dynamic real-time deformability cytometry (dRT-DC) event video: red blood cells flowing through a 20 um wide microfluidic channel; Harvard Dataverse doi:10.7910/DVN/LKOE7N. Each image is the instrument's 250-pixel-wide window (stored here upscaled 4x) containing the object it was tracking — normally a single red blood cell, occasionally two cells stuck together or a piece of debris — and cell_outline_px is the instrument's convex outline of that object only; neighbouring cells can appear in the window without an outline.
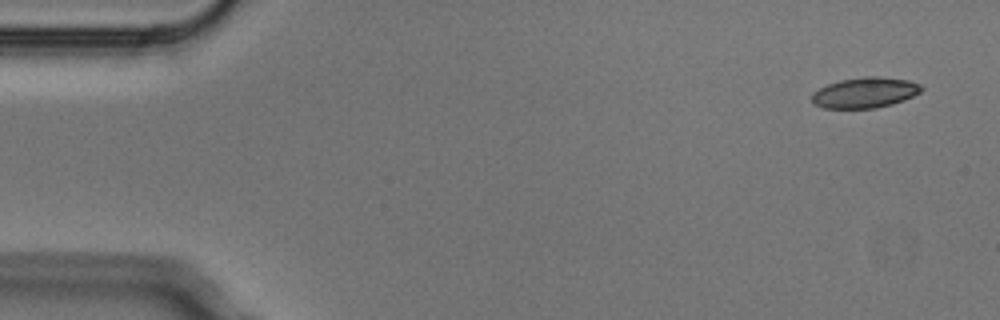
{"species": "Egyptian fruit bat (a non-hibernating species)", "species_latin": "Rousettus aegyptiacus", "temperature_condition": "cold", "stored_images_in_passage": 5, "camera_frame_rate_fps": 3000, "um_per_image_px": 0.085, "animal": {"sex": "male"}, "frame": {"image": 1, "passage_image": 1, "time_ms": 0.0, "image_size_px": [1000, 320], "cell_outline_px": [[924, 88], [920, 92], [904, 100], [892, 104], [876, 108], [824, 108], [816, 104], [812, 100], [812, 92], [828, 84], [840, 80], [864, 76], [876, 76], [908, 80], [920, 84]], "centroid_in_image_um": [73.53, 7.87], "position_along_channel_um": 11.5, "area_um2": 19.42}}
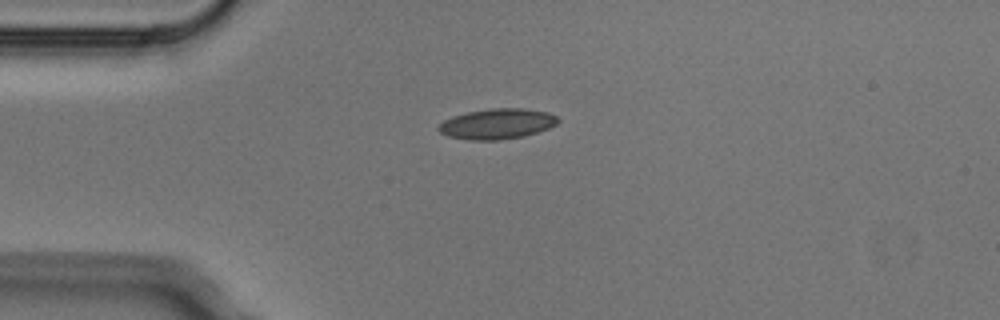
{"frame": {"image": 2, "passage_image": 3, "time_ms": 0.667, "image_size_px": [1000, 320], "cell_outline_px": [[560, 120], [556, 124], [548, 128], [524, 136], [500, 140], [468, 140], [448, 136], [440, 132], [436, 128], [444, 120], [452, 116], [468, 112], [488, 108], [524, 108], [548, 112], [556, 116]], "centroid_in_image_um": [42.24, 10.52], "position_along_channel_um": 42.8, "area_um2": 21.21}}
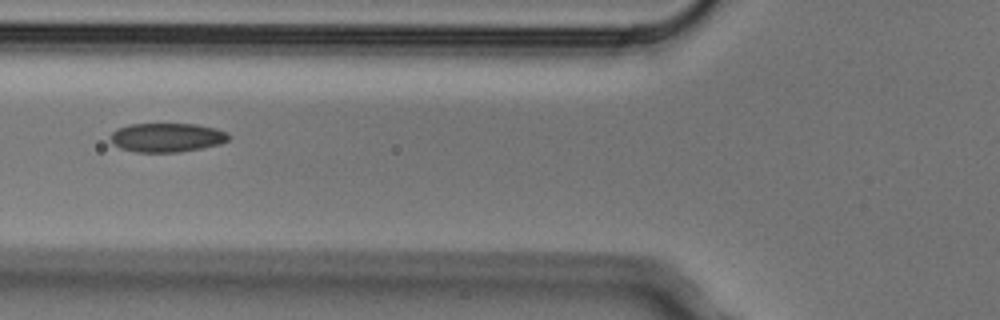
{"frame": {"image": 3, "passage_image": 5, "time_ms": 1.333, "image_size_px": [1000, 320], "cell_outline_px": [[232, 136], [228, 140], [220, 144], [180, 152], [136, 152], [120, 148], [112, 144], [112, 132], [128, 124], [196, 124], [216, 128], [228, 132]], "centroid_in_image_um": [14.23, 11.68], "position_along_channel_um": 111.6, "area_um2": 20.0}}